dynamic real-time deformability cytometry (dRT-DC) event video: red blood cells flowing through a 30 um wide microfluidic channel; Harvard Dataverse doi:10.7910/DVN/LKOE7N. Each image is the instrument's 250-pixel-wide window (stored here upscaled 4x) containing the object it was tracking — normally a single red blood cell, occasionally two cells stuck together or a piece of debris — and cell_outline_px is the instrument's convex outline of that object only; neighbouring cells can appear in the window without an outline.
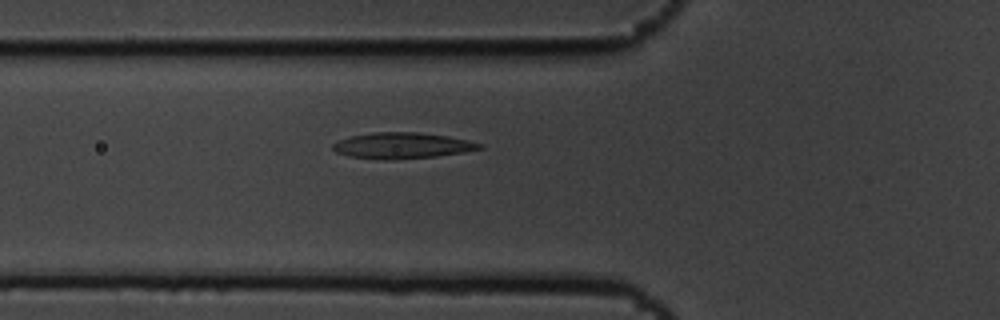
{"species": "common noctule bat (a hibernating species)", "species_latin": "Nyctalus noctula", "temperature_condition": "cold", "stored_images_in_passage": 7, "camera_frame_rate_fps": 3000, "um_per_image_px": 0.085, "animal": {"sex": "male", "body_mass_g": 19.5, "forearm_length_mm": 54.6}, "frame": {"image": 1, "passage_image": 7, "time_ms": 2.0, "image_size_px": [1000, 320], "cell_outline_px": [[484, 148], [464, 152], [436, 156], [384, 160], [348, 156], [336, 152], [332, 148], [332, 144], [348, 136], [372, 132], [416, 132], [448, 136], [468, 140], [484, 144]], "centroid_in_image_um": [34.18, 12.37], "position_along_channel_um": 91.6, "area_um2": 22.25}}